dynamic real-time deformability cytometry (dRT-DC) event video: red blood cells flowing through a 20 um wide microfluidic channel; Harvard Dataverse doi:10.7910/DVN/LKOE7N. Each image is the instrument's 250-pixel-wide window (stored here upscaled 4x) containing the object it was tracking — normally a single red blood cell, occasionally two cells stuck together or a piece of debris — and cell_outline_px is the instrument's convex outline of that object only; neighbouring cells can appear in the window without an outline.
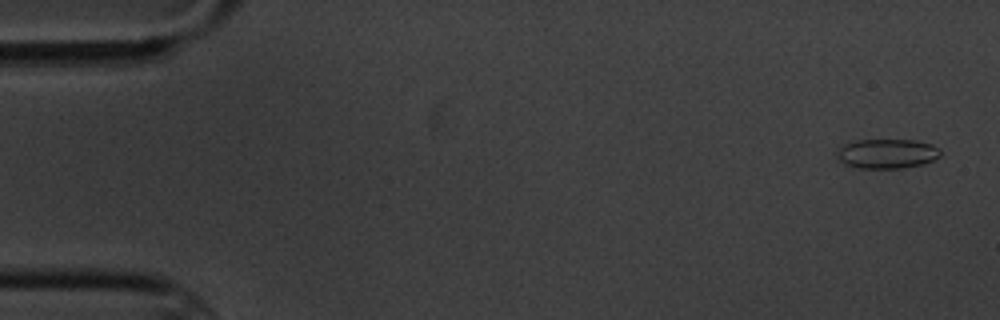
{"species": "common noctule bat (a hibernating species)", "species_latin": "Nyctalus noctula", "temperature_condition": "cold", "stored_images_in_passage": 4, "camera_frame_rate_fps": 3000, "um_per_image_px": 0.085, "animal": {"sex": "male", "body_mass_g": 20.1, "forearm_length_mm": 53.5}, "frame": {"image": 1, "passage_image": 1, "time_ms": 0.0, "image_size_px": [1000, 320], "cell_outline_px": [[940, 156], [924, 164], [904, 168], [860, 168], [844, 164], [836, 160], [836, 152], [844, 144], [856, 140], [912, 140], [932, 144], [940, 148]], "centroid_in_image_um": [75.37, 13.07], "position_along_channel_um": 9.6, "area_um2": 17.98}}
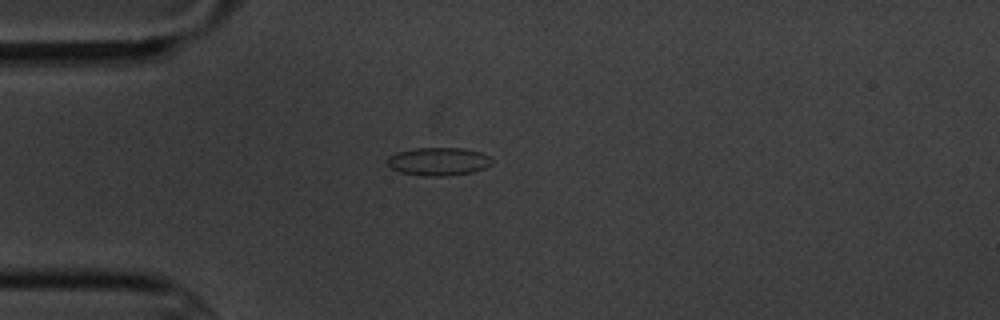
{"frame": {"image": 2, "passage_image": 4, "time_ms": 4.333, "image_size_px": [1000, 320], "cell_outline_px": [[492, 164], [484, 168], [472, 172], [444, 176], [424, 176], [400, 172], [392, 168], [388, 164], [388, 156], [396, 152], [416, 148], [464, 148], [480, 152], [488, 156], [492, 160]], "centroid_in_image_um": [37.27, 13.72], "position_along_channel_um": 47.7, "area_um2": 17.05}}